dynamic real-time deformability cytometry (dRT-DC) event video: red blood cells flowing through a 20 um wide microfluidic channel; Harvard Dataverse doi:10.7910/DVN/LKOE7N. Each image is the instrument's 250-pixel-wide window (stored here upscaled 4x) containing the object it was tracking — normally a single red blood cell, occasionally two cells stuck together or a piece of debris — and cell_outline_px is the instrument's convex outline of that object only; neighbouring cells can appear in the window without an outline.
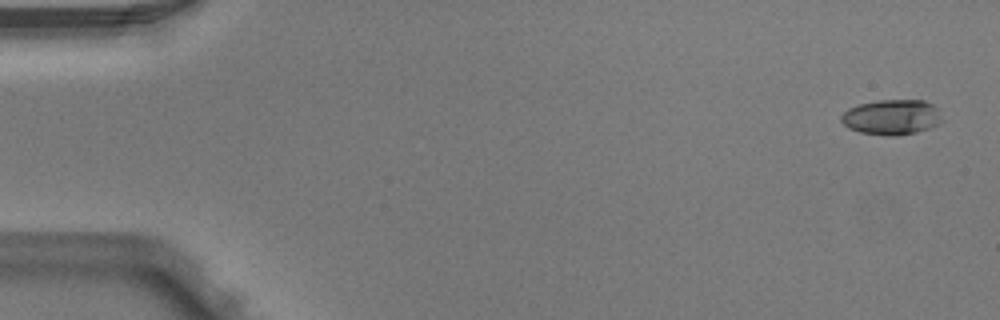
{"species": "Egyptian fruit bat (a non-hibernating species)", "species_latin": "Rousettus aegyptiacus", "temperature_condition": "warm", "stored_images_in_passage": 5, "segment_of_instrument_passage": [1, 2], "camera_frame_rate_fps": 3000, "um_per_image_px": 0.085, "animal": {"sex": "male"}, "frame": {"image": 1, "passage_image": 1, "time_ms": 0.0, "image_size_px": [1000, 320], "cell_outline_px": [[944, 120], [928, 128], [916, 132], [892, 136], [888, 136], [860, 132], [848, 128], [840, 120], [840, 116], [848, 108], [860, 104], [876, 100], [924, 100], [932, 104], [936, 108]], "centroid_in_image_um": [75.77, 9.95], "position_along_channel_um": 9.2, "area_um2": 20.63}}